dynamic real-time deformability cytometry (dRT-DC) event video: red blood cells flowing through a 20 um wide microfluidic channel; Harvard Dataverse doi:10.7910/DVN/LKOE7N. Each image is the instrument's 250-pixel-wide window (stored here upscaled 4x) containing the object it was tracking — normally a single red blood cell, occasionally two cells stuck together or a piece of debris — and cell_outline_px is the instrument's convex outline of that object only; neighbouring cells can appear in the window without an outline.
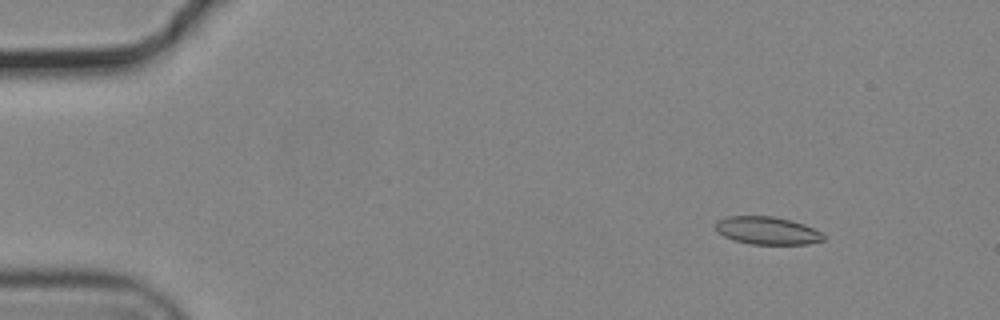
{"species": "common noctule bat (a hibernating species)", "species_latin": "Nyctalus noctula", "temperature_condition": "cold", "stored_images_in_passage": 16, "camera_frame_rate_fps": 3000, "um_per_image_px": 0.085, "animal": {"sex": "male", "body_mass_g": 19.2, "forearm_length_mm": 51.8}, "frame": {"image": 1, "passage_image": 7, "time_ms": 2.0, "image_size_px": [1000, 320], "cell_outline_px": [[824, 240], [808, 244], [752, 244], [732, 240], [716, 232], [716, 220], [728, 216], [772, 216], [792, 220], [804, 224], [820, 232], [824, 236]], "centroid_in_image_um": [65.18, 19.6], "position_along_channel_um": 19.8, "area_um2": 17.51}}